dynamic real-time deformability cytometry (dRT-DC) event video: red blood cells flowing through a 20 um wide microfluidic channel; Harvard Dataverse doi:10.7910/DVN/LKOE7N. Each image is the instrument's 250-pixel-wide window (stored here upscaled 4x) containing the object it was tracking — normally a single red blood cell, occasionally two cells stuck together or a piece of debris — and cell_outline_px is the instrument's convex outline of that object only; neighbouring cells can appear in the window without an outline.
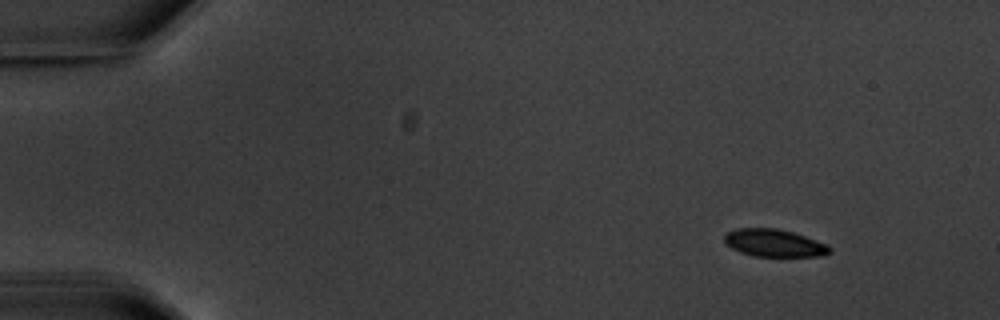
{"species": "common noctule bat (a hibernating species)", "species_latin": "Nyctalus noctula", "temperature_condition": "warm", "stored_images_in_passage": 6, "camera_frame_rate_fps": 3000, "um_per_image_px": 0.085, "animal": {"sex": "male", "body_mass_g": 20.1, "forearm_length_mm": 53.5}, "frame": {"image": 1, "passage_image": 2, "time_ms": 1.333, "image_size_px": [1000, 320], "cell_outline_px": [[832, 252], [824, 256], [756, 256], [740, 252], [724, 244], [724, 232], [736, 228], [776, 228], [792, 232], [828, 244], [832, 248]], "centroid_in_image_um": [65.79, 20.65], "position_along_channel_um": 19.2, "area_um2": 17.05}}
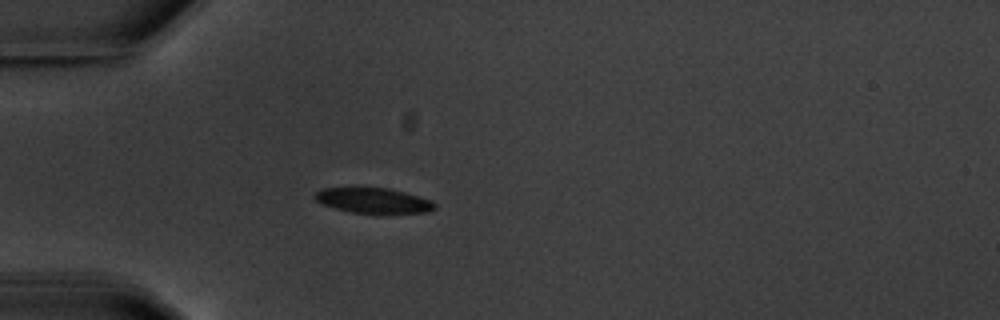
{"frame": {"image": 2, "passage_image": 5, "time_ms": 5.0, "image_size_px": [1000, 320], "cell_outline_px": [[436, 208], [428, 212], [384, 216], [380, 216], [352, 212], [336, 208], [324, 204], [316, 200], [312, 196], [316, 192], [324, 188], [388, 188], [404, 192], [432, 200], [436, 204]], "centroid_in_image_um": [31.82, 17.1], "position_along_channel_um": 53.2, "area_um2": 18.26}}